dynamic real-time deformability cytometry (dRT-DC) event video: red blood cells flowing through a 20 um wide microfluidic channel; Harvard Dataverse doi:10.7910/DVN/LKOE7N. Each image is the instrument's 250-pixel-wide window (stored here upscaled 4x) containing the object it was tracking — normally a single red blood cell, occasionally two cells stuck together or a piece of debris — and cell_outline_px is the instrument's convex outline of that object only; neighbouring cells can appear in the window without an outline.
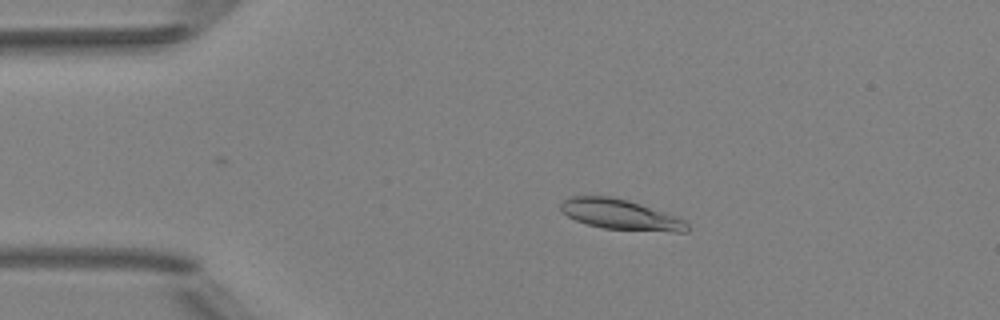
{"species": "Egyptian fruit bat (a non-hibernating species)", "species_latin": "Rousettus aegyptiacus", "temperature_condition": "room temperature", "stored_images_in_passage": 42, "camera_frame_rate_fps": 3000, "um_per_image_px": 0.085, "animal": {"sex": "female"}, "frame": {"image": 1, "passage_image": 11, "time_ms": 3.333, "image_size_px": [1000, 320], "cell_outline_px": [[688, 232], [672, 232], [604, 228], [588, 224], [576, 220], [568, 216], [560, 208], [560, 204], [564, 200], [572, 196], [608, 196], [628, 200], [680, 216], [688, 224]], "centroid_in_image_um": [52.81, 18.23], "position_along_channel_um": 32.2, "area_um2": 22.31}}
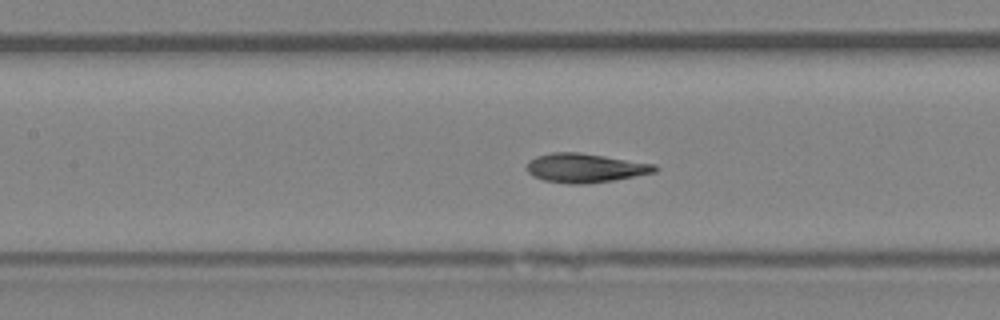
{"frame": {"image": 2, "passage_image": 24, "time_ms": 7.667, "image_size_px": [1000, 320], "cell_outline_px": [[660, 168], [656, 172], [612, 180], [584, 184], [568, 184], [544, 180], [532, 176], [528, 172], [528, 160], [536, 156], [552, 152], [580, 152], [656, 164]], "centroid_in_image_um": [49.74, 14.27], "position_along_channel_um": 157.7, "area_um2": 21.73}}
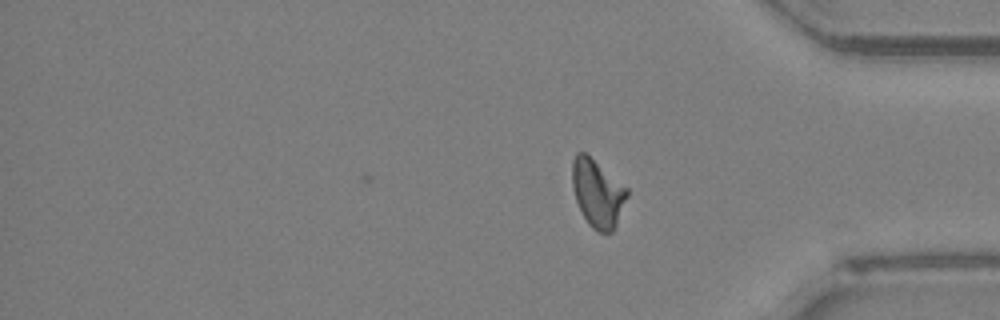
{"frame": {"image": 3, "passage_image": 42, "time_ms": 13.667, "image_size_px": [1000, 320], "cell_outline_px": [[628, 196], [616, 224], [612, 232], [600, 232], [592, 228], [588, 224], [576, 200], [572, 188], [572, 160], [576, 152], [584, 152], [628, 188]], "centroid_in_image_um": [50.78, 16.42], "position_along_channel_um": 384.4, "area_um2": 21.39}, "authors_computed_cell_mechanics": {"area_um2": 21.5594, "velocity_mm_per_s": 3.9946, "shape_relaxation_time_tau1_ms": 6.6162, "shape_relaxation_time_tau2_ms": 1.7903, "deformation_change_tau1": 0.1802, "deformation_change_tau2": 0.0619}}